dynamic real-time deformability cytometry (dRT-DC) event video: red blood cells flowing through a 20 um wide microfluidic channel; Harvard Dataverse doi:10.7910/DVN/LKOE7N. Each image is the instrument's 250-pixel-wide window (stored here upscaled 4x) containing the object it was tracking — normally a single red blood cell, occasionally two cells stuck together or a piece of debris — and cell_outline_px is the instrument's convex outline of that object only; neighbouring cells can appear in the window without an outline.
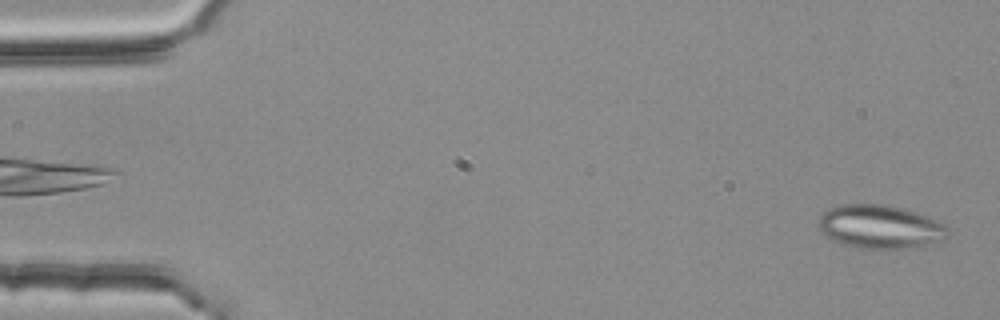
{"species": "common noctule bat (a hibernating species)", "species_latin": "Nyctalus noctula", "temperature_condition": "room temperature", "stored_images_in_passage": 4, "camera_frame_rate_fps": 3000, "um_per_image_px": 0.085, "animal": {"sex": "female", "body_mass_g": 25.1}, "frame": {"image": 1, "passage_image": 4, "time_ms": 1.0, "image_size_px": [1000, 320], "cell_outline_px": [[948, 228], [944, 240], [920, 248], [860, 248], [840, 244], [832, 240], [820, 232], [820, 216], [824, 212], [840, 204], [884, 204], [916, 212], [936, 220], [944, 224]], "centroid_in_image_um": [74.82, 19.29], "position_along_channel_um": 10.2, "area_um2": 32.83}}